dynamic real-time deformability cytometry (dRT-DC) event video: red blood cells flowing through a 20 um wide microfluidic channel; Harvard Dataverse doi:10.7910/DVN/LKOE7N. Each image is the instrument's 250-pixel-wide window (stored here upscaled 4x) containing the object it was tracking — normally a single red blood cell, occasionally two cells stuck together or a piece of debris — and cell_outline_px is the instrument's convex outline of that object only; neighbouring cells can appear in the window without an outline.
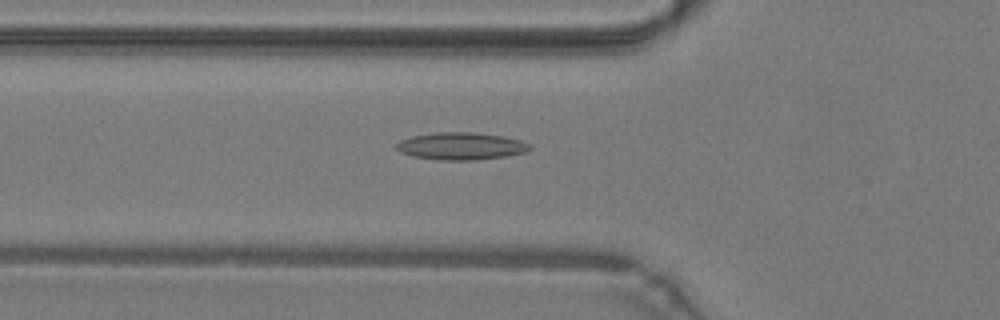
{"species": "common noctule bat (a hibernating species)", "species_latin": "Nyctalus noctula", "temperature_condition": "warm", "stored_images_in_passage": 48, "camera_frame_rate_fps": 3000, "um_per_image_px": 0.085, "animal": {"sex": "male", "body_mass_g": 19.2, "forearm_length_mm": 51.8}, "frame": {"image": 1, "passage_image": 17, "time_ms": 5.333, "image_size_px": [1000, 320], "cell_outline_px": [[532, 148], [524, 152], [508, 156], [476, 160], [440, 160], [412, 156], [400, 152], [396, 148], [396, 144], [400, 140], [412, 136], [436, 132], [472, 132], [504, 136], [520, 140], [532, 144]], "centroid_in_image_um": [39.21, 12.42], "position_along_channel_um": 86.6, "area_um2": 21.39}}
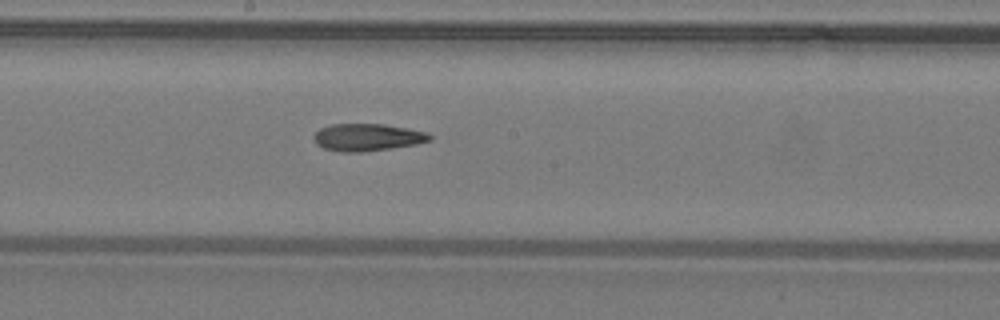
{"frame": {"image": 2, "passage_image": 26, "time_ms": 8.333, "image_size_px": [1000, 320], "cell_outline_px": [[432, 140], [416, 144], [360, 152], [340, 152], [324, 148], [316, 144], [312, 136], [320, 128], [332, 124], [384, 124], [408, 128], [428, 132], [432, 136]], "centroid_in_image_um": [31.22, 11.66], "position_along_channel_um": 217.0, "area_um2": 18.44}}
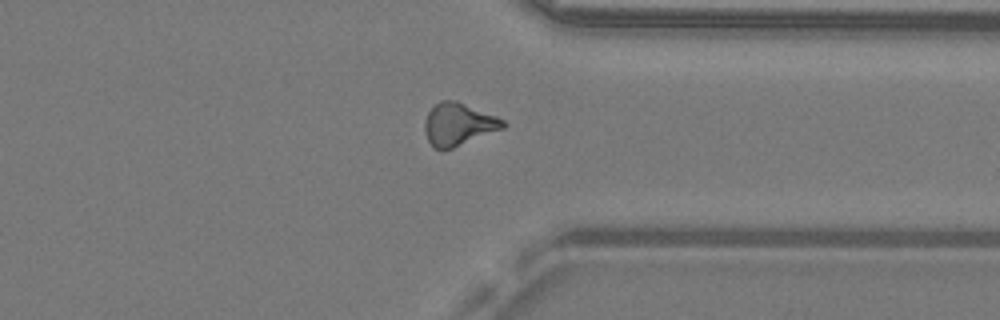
{"frame": {"image": 3, "passage_image": 37, "time_ms": 12.0, "image_size_px": [1000, 320], "cell_outline_px": [[508, 124], [504, 128], [452, 148], [432, 148], [424, 132], [424, 120], [428, 112], [440, 100], [456, 100], [496, 116], [504, 120]], "centroid_in_image_um": [38.96, 10.55], "position_along_channel_um": 372.4, "area_um2": 19.31}, "authors_computed_cell_mechanics": {"area_um2": 19.1029, "velocity_mm_per_s": 4.3194, "shape_relaxation_time_tau1_ms": null, "shape_relaxation_time_tau2_ms": 9.9864, "deformation_change_tau1": null, "deformation_change_tau2": 0.2601}}